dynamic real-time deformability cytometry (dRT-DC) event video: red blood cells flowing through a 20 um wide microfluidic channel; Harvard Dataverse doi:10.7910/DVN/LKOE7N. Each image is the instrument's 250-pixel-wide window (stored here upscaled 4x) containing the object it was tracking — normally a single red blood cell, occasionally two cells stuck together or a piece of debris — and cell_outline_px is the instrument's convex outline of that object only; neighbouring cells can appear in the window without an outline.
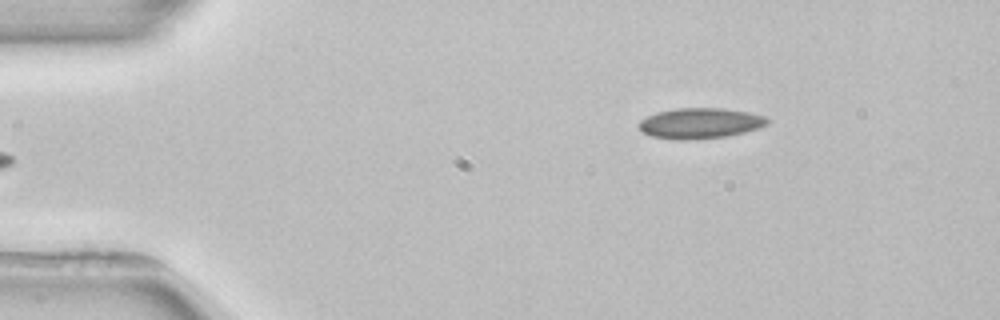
{"species": "common noctule bat (a hibernating species)", "species_latin": "Nyctalus noctula", "temperature_condition": "room temperature", "stored_images_in_passage": 4, "camera_frame_rate_fps": 3000, "um_per_image_px": 0.085, "animal": {"sex": "female", "body_mass_g": 22.7, "forearm_length_mm": 54.2}, "frame": {"image": 1, "passage_image": 4, "time_ms": 4.333, "image_size_px": [1000, 320], "cell_outline_px": [[772, 120], [768, 124], [760, 128], [728, 136], [684, 140], [676, 140], [652, 136], [644, 132], [636, 124], [640, 120], [656, 112], [676, 108], [724, 108], [748, 112], [764, 116]], "centroid_in_image_um": [59.53, 10.47], "position_along_channel_um": 25.5, "area_um2": 23.0}}